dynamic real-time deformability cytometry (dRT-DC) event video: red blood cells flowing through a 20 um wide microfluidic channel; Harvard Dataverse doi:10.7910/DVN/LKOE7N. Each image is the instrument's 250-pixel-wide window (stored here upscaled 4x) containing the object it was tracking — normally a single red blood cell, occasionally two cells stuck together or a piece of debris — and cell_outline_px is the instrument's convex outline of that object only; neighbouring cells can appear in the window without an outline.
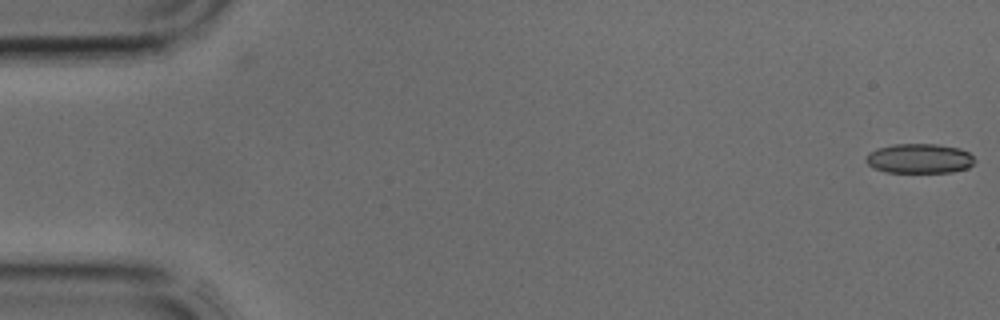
{"species": "common noctule bat (a hibernating species)", "species_latin": "Nyctalus noctula", "temperature_condition": "cold", "stored_images_in_passage": 4, "segment_of_instrument_passage": [1, 2], "camera_frame_rate_fps": 3000, "um_per_image_px": 0.085, "animal": {"sex": "male", "body_mass_g": 17.9, "forearm_length_mm": 54.2}, "frame": {"image": 1, "passage_image": 1, "time_ms": 0.0, "image_size_px": [1000, 320], "cell_outline_px": [[976, 160], [968, 168], [952, 172], [884, 172], [868, 164], [864, 160], [864, 156], [868, 152], [876, 148], [892, 144], [936, 144], [960, 148], [968, 152]], "centroid_in_image_um": [78.12, 13.46], "position_along_channel_um": 6.9, "area_um2": 18.96}}
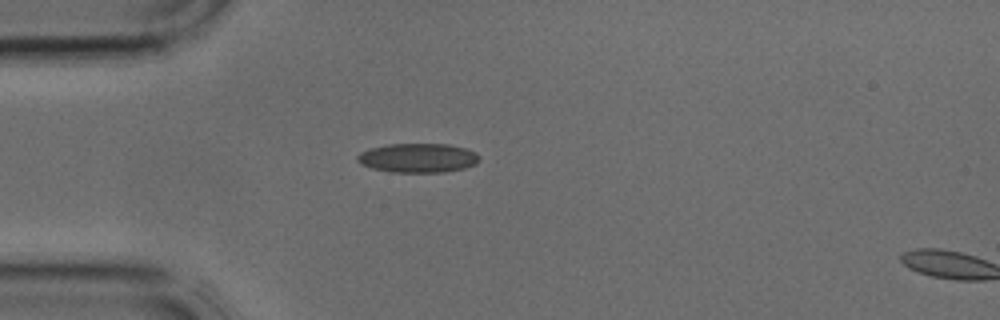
{"frame": {"image": 2, "passage_image": 3, "time_ms": 0.667, "image_size_px": [1000, 320], "cell_outline_px": [[480, 160], [476, 164], [464, 168], [444, 172], [388, 172], [372, 168], [360, 164], [356, 160], [356, 156], [360, 152], [368, 148], [388, 144], [448, 144], [468, 148], [476, 152], [480, 156]], "centroid_in_image_um": [35.52, 13.42], "position_along_channel_um": 49.5, "area_um2": 21.1}}